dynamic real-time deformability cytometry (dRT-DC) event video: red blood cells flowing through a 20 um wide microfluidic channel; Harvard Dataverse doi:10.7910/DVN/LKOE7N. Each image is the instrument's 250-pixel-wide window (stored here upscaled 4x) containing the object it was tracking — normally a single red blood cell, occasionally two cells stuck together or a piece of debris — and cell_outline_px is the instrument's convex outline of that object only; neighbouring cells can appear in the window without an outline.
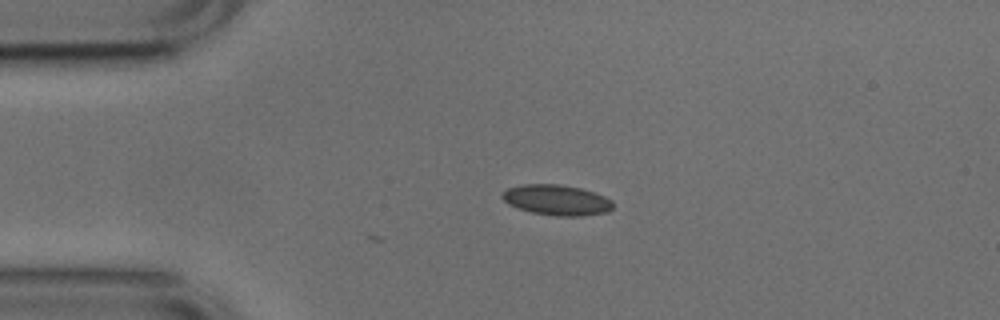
{"species": "common noctule bat (a hibernating species)", "species_latin": "Nyctalus noctula", "temperature_condition": "cold", "stored_images_in_passage": 2, "camera_frame_rate_fps": 3000, "um_per_image_px": 0.085, "animal": {"sex": "male", "body_mass_g": 17.9, "forearm_length_mm": 54.2}, "frame": {"image": 1, "passage_image": 2, "time_ms": 0.333, "image_size_px": [1000, 320], "cell_outline_px": [[612, 208], [608, 212], [580, 216], [556, 216], [532, 212], [508, 204], [500, 196], [508, 188], [524, 184], [560, 184], [580, 188], [604, 196], [612, 200]], "centroid_in_image_um": [47.32, 17.0], "position_along_channel_um": 37.7, "area_um2": 19.48}}